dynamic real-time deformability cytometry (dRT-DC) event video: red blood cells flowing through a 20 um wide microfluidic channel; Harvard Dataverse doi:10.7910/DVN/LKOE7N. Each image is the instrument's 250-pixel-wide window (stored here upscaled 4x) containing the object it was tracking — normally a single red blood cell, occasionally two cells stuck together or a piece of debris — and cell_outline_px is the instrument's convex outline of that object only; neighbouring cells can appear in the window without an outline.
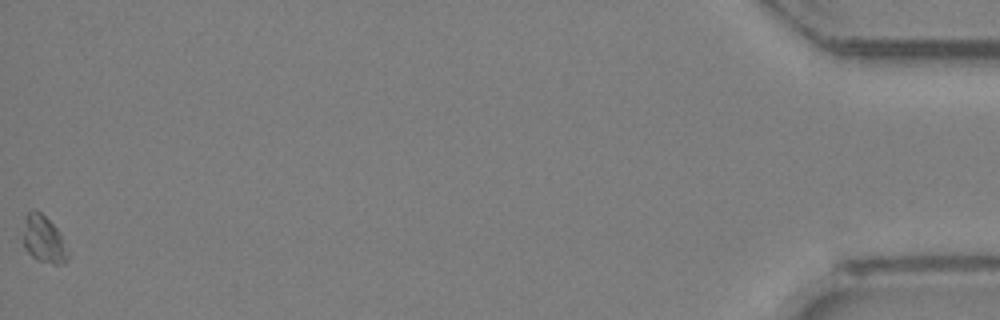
{"species": "Egyptian fruit bat (a non-hibernating species)", "species_latin": "Rousettus aegyptiacus", "temperature_condition": "room temperature", "stored_images_in_passage": 30, "camera_frame_rate_fps": 3000, "um_per_image_px": 0.085, "animal": {"sex": "female"}, "frame": {"image": 1, "passage_image": 30, "time_ms": 9.667, "image_size_px": [1000, 320], "cell_outline_px": [[68, 260], [64, 264], [56, 264], [36, 260], [24, 248], [24, 216], [28, 212], [40, 212], [60, 232], [68, 256]], "centroid_in_image_um": [3.7, 20.37], "position_along_channel_um": 431.5, "area_um2": 11.96}}